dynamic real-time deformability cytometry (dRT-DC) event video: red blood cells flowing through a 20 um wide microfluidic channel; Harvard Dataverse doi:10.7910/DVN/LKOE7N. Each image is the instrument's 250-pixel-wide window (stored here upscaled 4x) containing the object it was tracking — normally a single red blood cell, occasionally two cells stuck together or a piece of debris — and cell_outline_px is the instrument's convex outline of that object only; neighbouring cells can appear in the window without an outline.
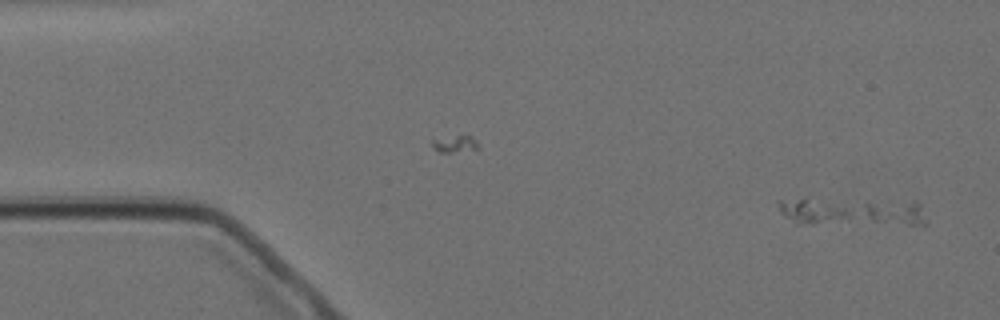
{"species": "Egyptian fruit bat (a non-hibernating species)", "species_latin": "Rousettus aegyptiacus", "temperature_condition": "cold", "stored_images_in_passage": 6, "camera_frame_rate_fps": 3000, "um_per_image_px": 0.085, "animal": {"sex": "female"}, "frame": {"image": 1, "passage_image": 6, "time_ms": 5.667, "image_size_px": [1000, 320], "cell_outline_px": [[928, 224], [796, 224], [784, 216], [776, 200], [804, 196], [916, 200], [920, 204]], "centroid_in_image_um": [72.37, 17.92], "position_along_channel_um": 12.6, "area_um2": 26.24}}